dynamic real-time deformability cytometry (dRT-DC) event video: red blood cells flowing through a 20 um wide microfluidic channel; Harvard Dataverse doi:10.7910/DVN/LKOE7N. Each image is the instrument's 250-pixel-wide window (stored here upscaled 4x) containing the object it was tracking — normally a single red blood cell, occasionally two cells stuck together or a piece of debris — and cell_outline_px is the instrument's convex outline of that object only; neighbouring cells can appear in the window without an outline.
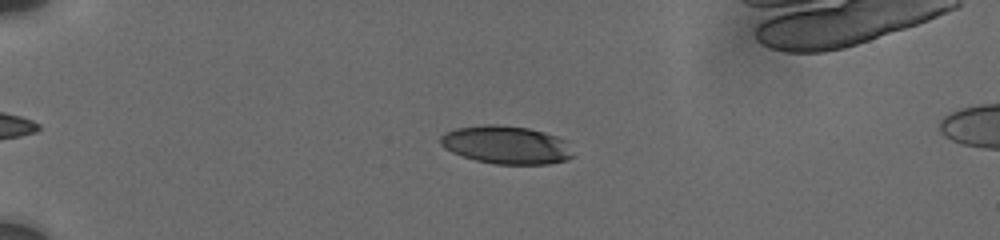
{"species": "human", "species_latin": "Homo sapiens", "temperature_condition": "cold", "stored_images_in_passage": 20, "camera_frame_rate_fps": 3000, "um_per_image_px": 0.085, "donor": {"sex": "male"}, "frame": {"image": 1, "passage_image": 5, "time_ms": 2.333, "image_size_px": [1000, 240], "cell_outline_px": [[576, 156], [568, 160], [548, 164], [496, 164], [476, 160], [452, 152], [444, 148], [440, 144], [440, 136], [456, 128], [492, 124], [496, 124], [528, 128], [544, 132], [556, 136], [564, 140]], "centroid_in_image_um": [43.06, 12.32], "position_along_channel_um": 41.9, "area_um2": 29.3}}
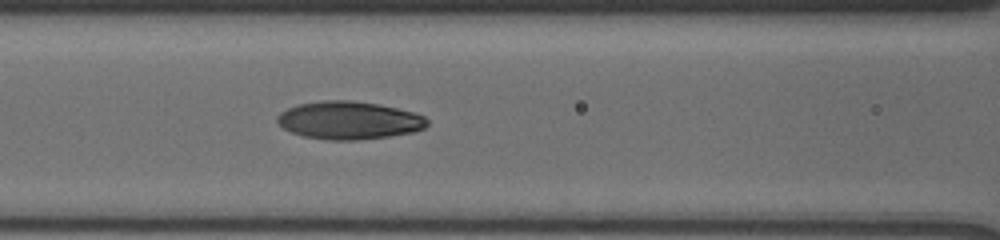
{"frame": {"image": 2, "passage_image": 14, "time_ms": 6.333, "image_size_px": [1000, 240], "cell_outline_px": [[428, 124], [424, 128], [412, 132], [388, 136], [360, 140], [328, 140], [304, 136], [292, 132], [284, 128], [276, 120], [276, 116], [280, 112], [288, 108], [300, 104], [320, 100], [348, 100], [376, 104], [396, 108], [412, 112], [424, 116], [428, 120]], "centroid_in_image_um": [29.65, 10.23], "position_along_channel_um": 137.0, "area_um2": 32.89}}
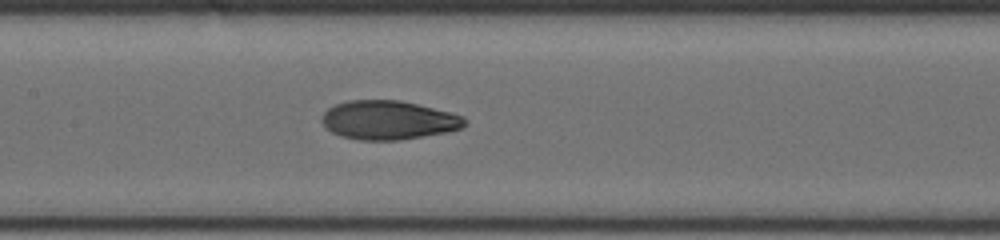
{"frame": {"image": 3, "passage_image": 18, "time_ms": 7.333, "image_size_px": [1000, 240], "cell_outline_px": [[468, 124], [460, 128], [444, 132], [400, 140], [360, 140], [340, 136], [324, 128], [320, 120], [320, 116], [328, 108], [336, 104], [348, 100], [400, 100], [452, 112], [464, 116], [468, 120]], "centroid_in_image_um": [32.99, 10.2], "position_along_channel_um": 174.4, "area_um2": 32.66}}